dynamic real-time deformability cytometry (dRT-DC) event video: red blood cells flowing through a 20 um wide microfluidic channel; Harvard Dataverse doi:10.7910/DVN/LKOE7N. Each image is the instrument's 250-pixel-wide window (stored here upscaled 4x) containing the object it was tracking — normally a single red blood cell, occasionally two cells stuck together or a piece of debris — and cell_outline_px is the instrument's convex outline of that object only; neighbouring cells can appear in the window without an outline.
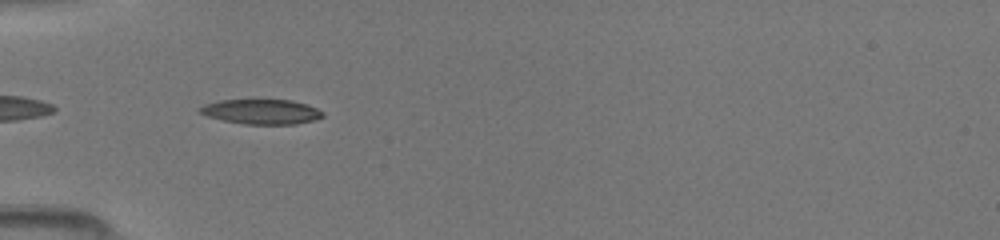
{"species": "common noctule bat (a hibernating species)", "species_latin": "Nyctalus noctula", "temperature_condition": "room temperature", "stored_images_in_passage": 31, "camera_frame_rate_fps": 3000, "um_per_image_px": 0.085, "animal": {"sex": "female", "body_mass_g": 19.5, "forearm_length_mm": 54.1}, "frame": {"image": 1, "passage_image": 2, "time_ms": 0.333, "image_size_px": [1000, 240], "cell_outline_px": [[324, 116], [312, 120], [296, 124], [244, 124], [224, 120], [208, 116], [196, 112], [196, 108], [204, 104], [220, 100], [252, 96], [292, 100], [308, 104], [324, 112]], "centroid_in_image_um": [22.16, 9.43], "position_along_channel_um": 62.8, "area_um2": 18.9}}
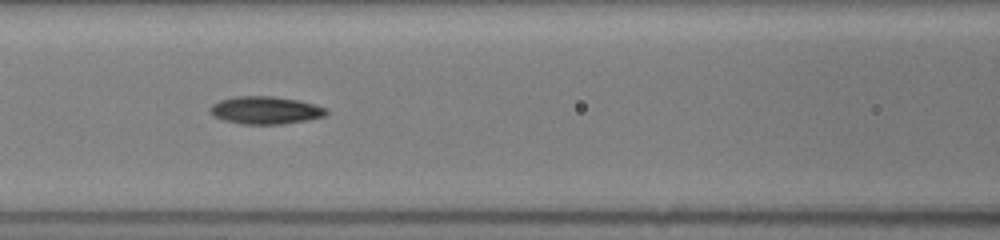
{"frame": {"image": 2, "passage_image": 8, "time_ms": 2.333, "image_size_px": [1000, 240], "cell_outline_px": [[328, 112], [324, 116], [308, 120], [284, 124], [240, 124], [224, 120], [208, 112], [208, 108], [212, 104], [220, 100], [236, 96], [272, 96], [300, 100], [316, 104], [328, 108]], "centroid_in_image_um": [22.59, 9.36], "position_along_channel_um": 144.0, "area_um2": 18.96}}
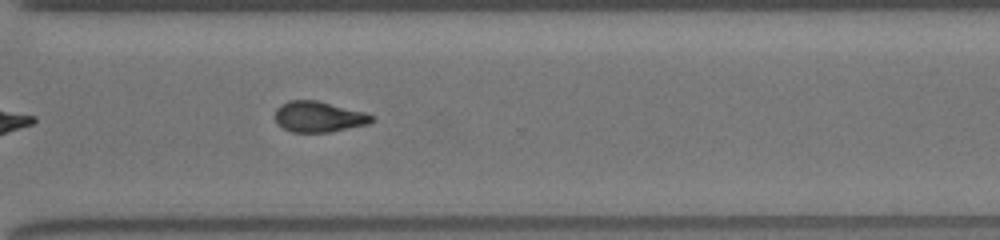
{"frame": {"image": 3, "passage_image": 22, "time_ms": 7.0, "image_size_px": [1000, 240], "cell_outline_px": [[376, 116], [368, 124], [328, 132], [292, 132], [276, 124], [276, 108], [280, 104], [288, 100], [316, 100], [364, 112]], "centroid_in_image_um": [27.06, 9.92], "position_along_channel_um": 343.5, "area_um2": 17.22}}